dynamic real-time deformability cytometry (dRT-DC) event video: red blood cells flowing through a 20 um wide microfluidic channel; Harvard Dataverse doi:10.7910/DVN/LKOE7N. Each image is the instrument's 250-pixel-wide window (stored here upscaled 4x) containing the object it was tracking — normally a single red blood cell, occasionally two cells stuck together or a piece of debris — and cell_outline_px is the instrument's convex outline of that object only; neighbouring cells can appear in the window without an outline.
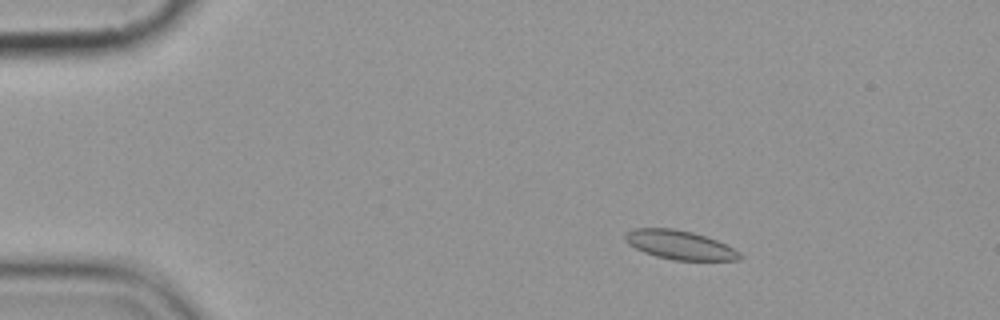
{"species": "common noctule bat (a hibernating species)", "species_latin": "Nyctalus noctula", "temperature_condition": "cold", "stored_images_in_passage": 4, "camera_frame_rate_fps": 3000, "um_per_image_px": 0.085, "animal": {"sex": "female", "body_mass_g": 19.9}, "frame": {"image": 1, "passage_image": 1, "time_ms": 0.0, "image_size_px": [1000, 320], "cell_outline_px": [[744, 256], [740, 260], [672, 260], [656, 256], [644, 252], [628, 244], [624, 240], [624, 232], [632, 228], [672, 228], [692, 232], [716, 240], [740, 252]], "centroid_in_image_um": [57.74, 20.81], "position_along_channel_um": 27.3, "area_um2": 19.36}}